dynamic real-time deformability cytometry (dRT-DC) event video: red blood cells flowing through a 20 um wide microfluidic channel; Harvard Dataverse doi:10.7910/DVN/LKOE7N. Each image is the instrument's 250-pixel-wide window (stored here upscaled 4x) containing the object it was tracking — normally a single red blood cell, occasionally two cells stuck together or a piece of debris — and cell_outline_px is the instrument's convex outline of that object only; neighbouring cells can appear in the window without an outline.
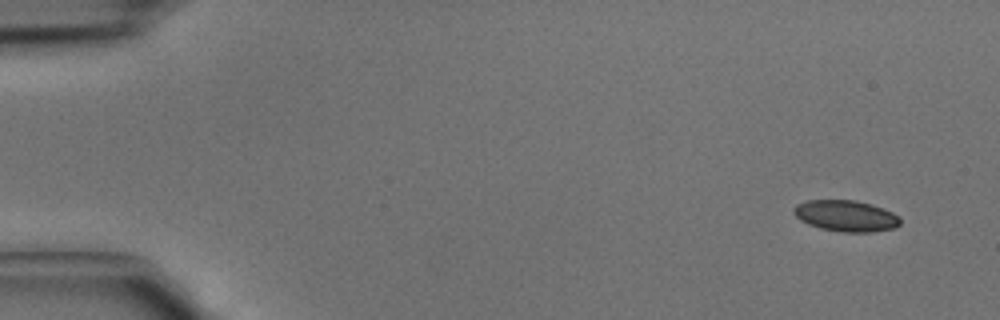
{"species": "common noctule bat (a hibernating species)", "species_latin": "Nyctalus noctula", "temperature_condition": "cold", "stored_images_in_passage": 3, "camera_frame_rate_fps": 3000, "um_per_image_px": 0.085, "animal": {"sex": "male", "body_mass_g": 15.6}, "frame": {"image": 1, "passage_image": 1, "time_ms": 0.0, "image_size_px": [1000, 320], "cell_outline_px": [[900, 224], [896, 228], [872, 232], [840, 232], [820, 228], [808, 224], [800, 220], [792, 212], [792, 208], [796, 204], [808, 200], [856, 200], [872, 204], [884, 208], [900, 216]], "centroid_in_image_um": [71.91, 18.35], "position_along_channel_um": 13.1, "area_um2": 19.65}}
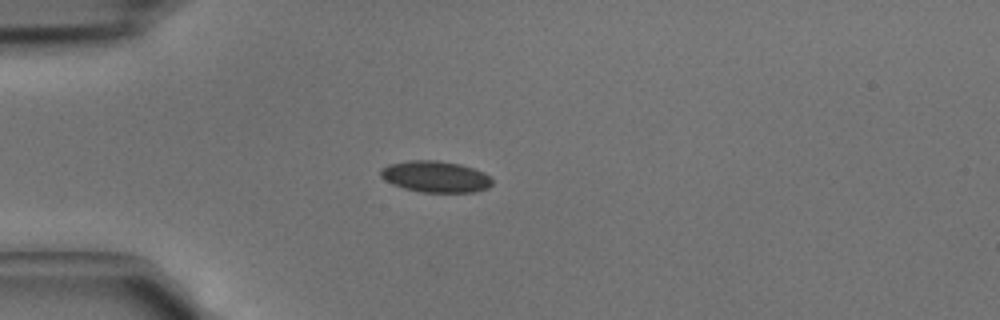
{"frame": {"image": 2, "passage_image": 3, "time_ms": 0.667, "image_size_px": [1000, 320], "cell_outline_px": [[492, 184], [488, 188], [476, 192], [420, 192], [404, 188], [392, 184], [384, 180], [380, 176], [380, 168], [388, 164], [408, 160], [436, 160], [460, 164], [484, 172], [492, 180]], "centroid_in_image_um": [36.98, 15.01], "position_along_channel_um": 48.0, "area_um2": 20.52}}